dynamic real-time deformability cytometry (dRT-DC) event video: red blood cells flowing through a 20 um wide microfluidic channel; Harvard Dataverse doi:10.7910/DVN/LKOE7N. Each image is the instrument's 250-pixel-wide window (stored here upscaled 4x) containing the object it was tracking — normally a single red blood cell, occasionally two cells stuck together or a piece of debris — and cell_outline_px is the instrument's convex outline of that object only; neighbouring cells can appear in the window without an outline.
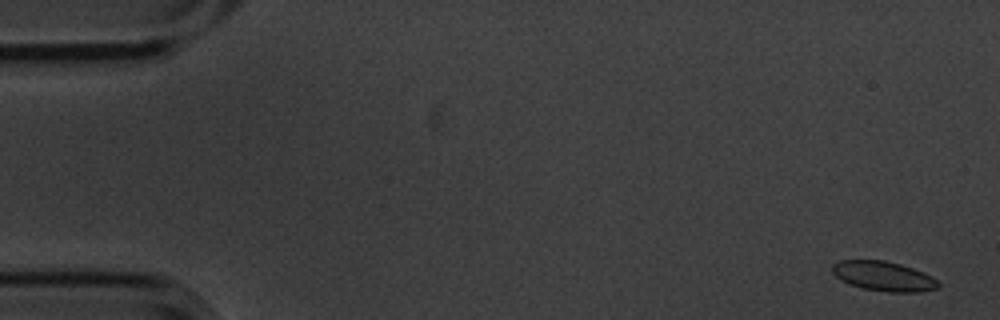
{"species": "common noctule bat (a hibernating species)", "species_latin": "Nyctalus noctula", "temperature_condition": "cold", "stored_images_in_passage": 5, "camera_frame_rate_fps": 3000, "um_per_image_px": 0.085, "animal": {"sex": "male", "body_mass_g": 20.1, "forearm_length_mm": 53.5}, "frame": {"image": 1, "passage_image": 1, "time_ms": 0.0, "image_size_px": [1000, 320], "cell_outline_px": [[940, 288], [916, 292], [888, 292], [864, 288], [848, 284], [840, 280], [832, 272], [832, 264], [840, 260], [884, 260], [900, 264], [924, 272], [932, 276], [940, 284]], "centroid_in_image_um": [75.1, 23.47], "position_along_channel_um": 9.9, "area_um2": 18.38}}
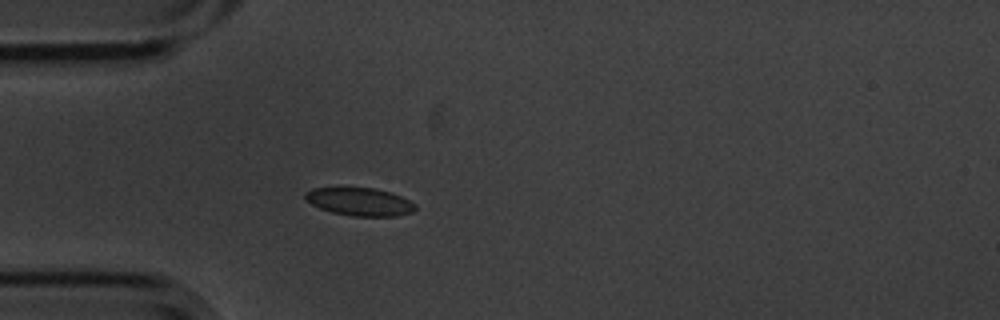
{"frame": {"image": 2, "passage_image": 5, "time_ms": 1.333, "image_size_px": [1000, 320], "cell_outline_px": [[416, 208], [412, 212], [396, 216], [352, 216], [332, 212], [320, 208], [304, 200], [304, 192], [312, 188], [372, 188], [388, 192], [400, 196], [416, 204]], "centroid_in_image_um": [30.54, 17.15], "position_along_channel_um": 54.5, "area_um2": 17.8}}